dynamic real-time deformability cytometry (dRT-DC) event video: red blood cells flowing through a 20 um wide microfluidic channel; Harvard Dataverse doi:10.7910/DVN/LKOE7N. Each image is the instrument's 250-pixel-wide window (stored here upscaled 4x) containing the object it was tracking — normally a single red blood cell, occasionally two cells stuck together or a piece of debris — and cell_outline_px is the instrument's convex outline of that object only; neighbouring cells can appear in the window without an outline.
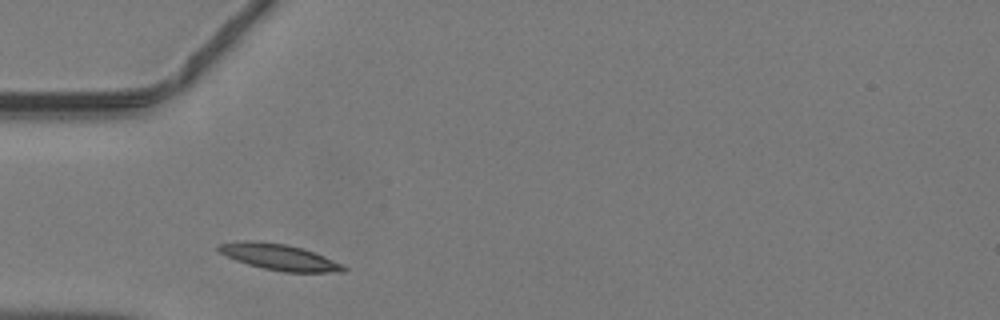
{"species": "common noctule bat (a hibernating species)", "species_latin": "Nyctalus noctula", "temperature_condition": "warm", "stored_images_in_passage": 34, "camera_frame_rate_fps": 3000, "um_per_image_px": 0.085, "animal": {"sex": "male", "body_mass_g": 19.2, "forearm_length_mm": 51.8}, "frame": {"image": 1, "passage_image": 1, "time_ms": 0.0, "image_size_px": [1000, 320], "cell_outline_px": [[348, 268], [344, 272], [284, 272], [264, 268], [248, 264], [236, 260], [220, 252], [216, 248], [220, 244], [244, 240], [252, 240], [288, 244], [304, 248], [344, 264]], "centroid_in_image_um": [23.79, 21.84], "position_along_channel_um": 61.2, "area_um2": 19.02}}
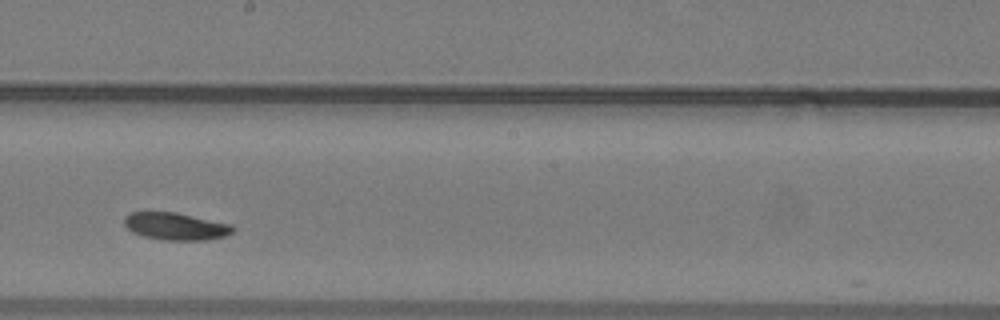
{"frame": {"image": 2, "passage_image": 13, "time_ms": 4.0, "image_size_px": [1000, 320], "cell_outline_px": [[236, 228], [232, 232], [224, 236], [204, 240], [160, 240], [140, 236], [132, 232], [124, 224], [124, 216], [128, 212], [176, 212], [232, 224]], "centroid_in_image_um": [14.9, 19.23], "position_along_channel_um": 233.3, "area_um2": 17.51}}
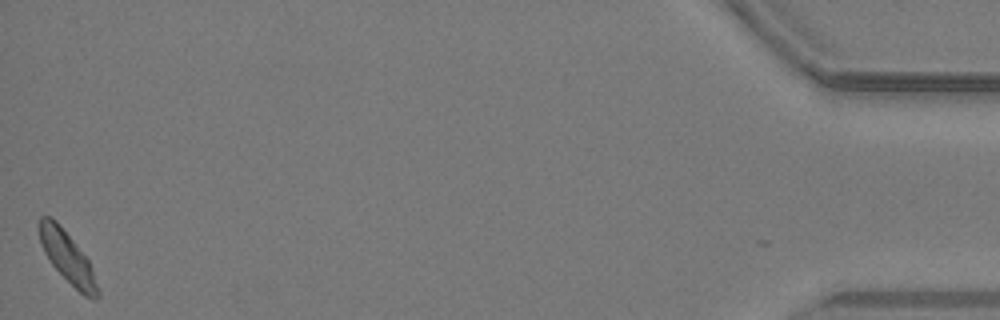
{"frame": {"image": 3, "passage_image": 33, "time_ms": 10.667, "image_size_px": [1000, 320], "cell_outline_px": [[100, 296], [96, 300], [92, 300], [84, 296], [52, 264], [44, 252], [40, 244], [40, 216], [52, 216], [56, 220], [88, 260], [92, 268], [100, 292]], "centroid_in_image_um": [5.76, 21.9], "position_along_channel_um": 429.4, "area_um2": 16.99}}